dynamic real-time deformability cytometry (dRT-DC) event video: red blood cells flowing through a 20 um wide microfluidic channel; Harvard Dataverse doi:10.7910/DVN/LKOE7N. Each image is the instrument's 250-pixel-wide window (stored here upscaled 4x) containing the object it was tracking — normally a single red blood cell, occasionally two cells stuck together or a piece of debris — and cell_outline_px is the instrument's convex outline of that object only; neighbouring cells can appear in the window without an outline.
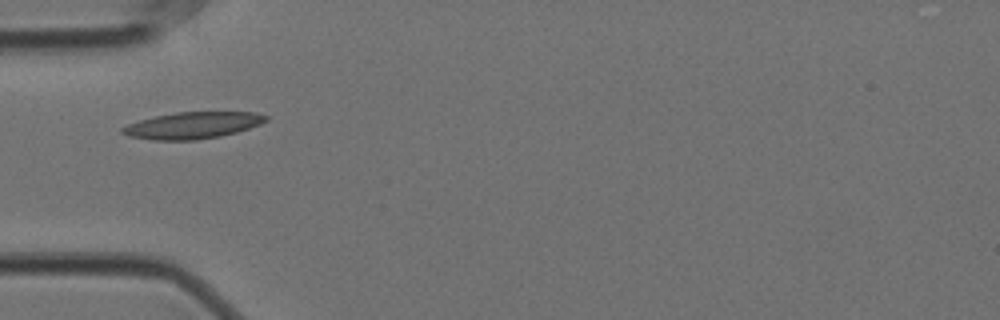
{"species": "Egyptian fruit bat (a non-hibernating species)", "species_latin": "Rousettus aegyptiacus", "temperature_condition": "cold", "stored_images_in_passage": 29, "camera_frame_rate_fps": 3000, "um_per_image_px": 0.085, "animal": {"sex": "female"}, "frame": {"image": 1, "passage_image": 1, "time_ms": 0.0, "image_size_px": [1000, 320], "cell_outline_px": [[268, 120], [260, 124], [236, 132], [220, 136], [196, 140], [152, 140], [128, 136], [120, 132], [120, 128], [128, 124], [140, 120], [156, 116], [176, 112], [256, 112], [268, 116]], "centroid_in_image_um": [16.35, 10.65], "position_along_channel_um": 68.6, "area_um2": 22.25}}
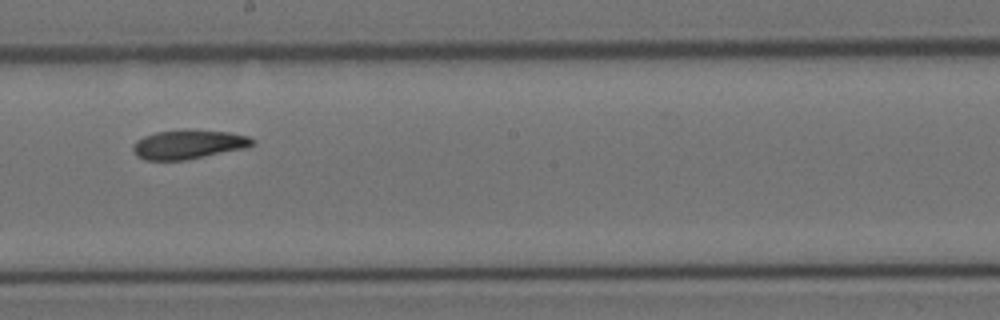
{"frame": {"image": 2, "passage_image": 15, "time_ms": 4.667, "image_size_px": [1000, 320], "cell_outline_px": [[252, 144], [248, 148], [188, 160], [144, 160], [136, 156], [132, 148], [132, 144], [136, 140], [144, 136], [156, 132], [184, 128], [232, 132], [248, 136], [252, 140]], "centroid_in_image_um": [16.0, 12.26], "position_along_channel_um": 232.2, "area_um2": 20.81}}
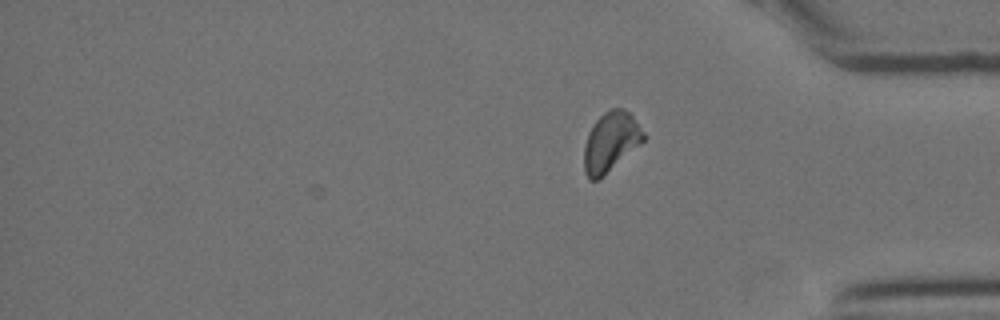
{"frame": {"image": 3, "passage_image": 29, "time_ms": 9.333, "image_size_px": [1000, 320], "cell_outline_px": [[644, 140], [640, 144], [596, 180], [588, 180], [584, 172], [584, 144], [588, 132], [596, 120], [604, 112], [612, 108], [624, 108], [632, 116], [644, 132]], "centroid_in_image_um": [51.87, 12.03], "position_along_channel_um": 383.3, "area_um2": 20.17}, "authors_computed_cell_mechanics": {"area_um2": 20.4034, "velocity_mm_per_s": 3.5017, "shape_relaxation_time_tau1_ms": 6.7575, "shape_relaxation_time_tau2_ms": 7.3477, "deformation_change_tau1": 0.1415, "deformation_change_tau2": 0.1358}}